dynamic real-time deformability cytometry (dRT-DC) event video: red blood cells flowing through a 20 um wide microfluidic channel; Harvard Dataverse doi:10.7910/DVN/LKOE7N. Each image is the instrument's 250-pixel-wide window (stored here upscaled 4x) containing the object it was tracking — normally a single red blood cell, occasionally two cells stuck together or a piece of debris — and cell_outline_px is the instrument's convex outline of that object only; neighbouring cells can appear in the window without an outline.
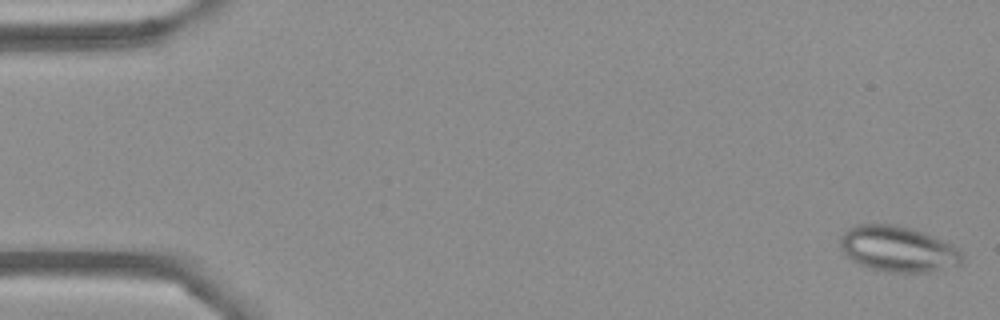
{"species": "Egyptian fruit bat (a non-hibernating species)", "species_latin": "Rousettus aegyptiacus", "temperature_condition": "cold", "stored_images_in_passage": 55, "camera_frame_rate_fps": 3000, "um_per_image_px": 0.085, "frame": {"image": 1, "passage_image": 1, "time_ms": 0.0, "image_size_px": [1000, 320], "cell_outline_px": [[964, 256], [960, 264], [956, 268], [932, 272], [880, 272], [868, 268], [852, 260], [840, 248], [840, 236], [848, 228], [856, 224], [896, 224], [912, 228], [924, 232], [952, 244], [960, 248]], "centroid_in_image_um": [76.38, 21.17], "position_along_channel_um": 8.6, "area_um2": 33.23}}
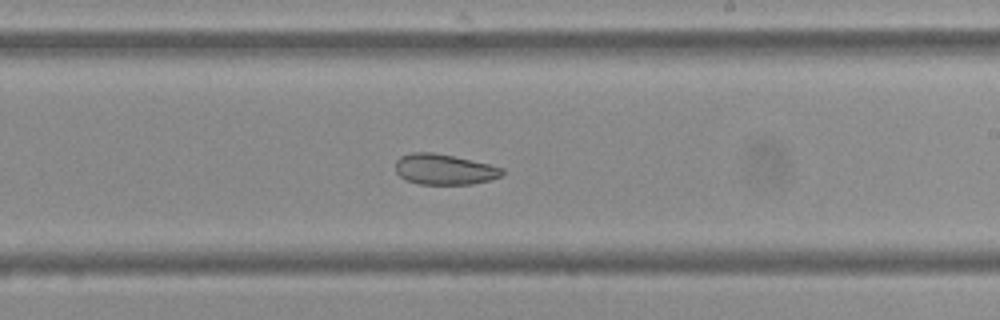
{"frame": {"image": 2, "passage_image": 32, "time_ms": 10.333, "image_size_px": [1000, 320], "cell_outline_px": [[504, 172], [500, 176], [492, 180], [472, 184], [420, 184], [404, 180], [396, 172], [396, 160], [400, 156], [412, 152], [432, 152], [452, 156], [488, 164], [504, 168]], "centroid_in_image_um": [37.74, 14.4], "position_along_channel_um": 251.3, "area_um2": 19.02}}
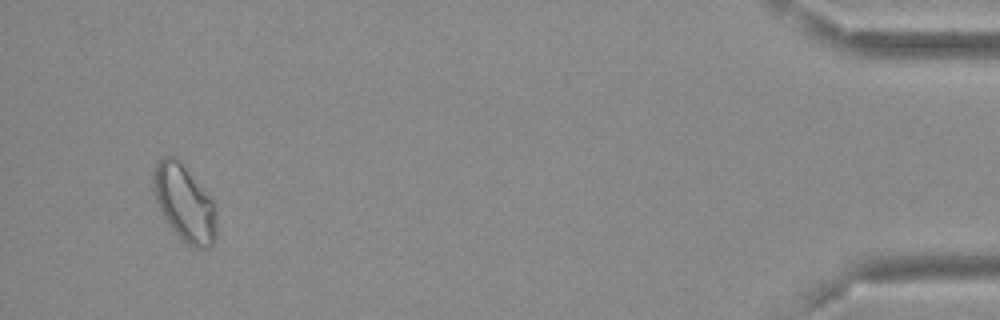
{"frame": {"image": 3, "passage_image": 52, "time_ms": 17.0, "image_size_px": [1000, 320], "cell_outline_px": [[216, 240], [208, 248], [196, 248], [188, 244], [172, 228], [164, 216], [156, 200], [152, 188], [152, 172], [156, 164], [164, 156], [176, 156], [180, 160], [212, 200], [216, 220]], "centroid_in_image_um": [15.66, 17.23], "position_along_channel_um": 419.5, "area_um2": 27.69}}